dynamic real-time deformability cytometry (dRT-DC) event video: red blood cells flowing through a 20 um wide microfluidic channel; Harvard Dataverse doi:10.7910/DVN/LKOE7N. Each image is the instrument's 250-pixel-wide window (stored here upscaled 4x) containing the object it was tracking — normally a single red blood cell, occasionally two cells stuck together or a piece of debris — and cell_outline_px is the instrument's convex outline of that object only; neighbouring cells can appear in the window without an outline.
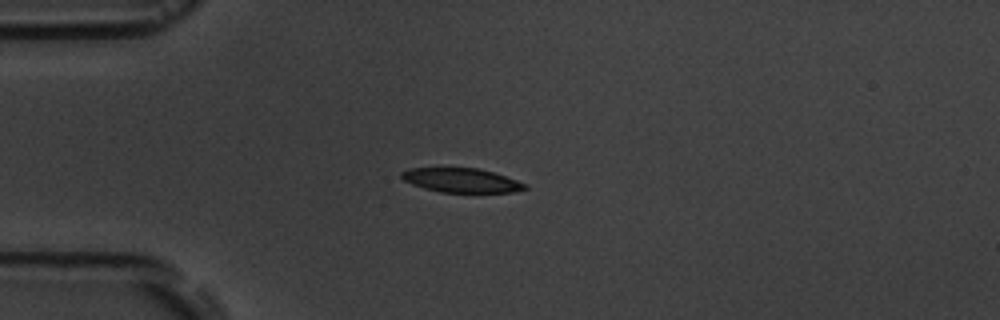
{"species": "common noctule bat (a hibernating species)", "species_latin": "Nyctalus noctula", "temperature_condition": "room temperature", "stored_images_in_passage": 13, "camera_frame_rate_fps": 3000, "um_per_image_px": 0.085, "animal": {"sex": "male", "body_mass_g": 19.5, "forearm_length_mm": 54.6}, "frame": {"image": 1, "passage_image": 4, "time_ms": 4.667, "image_size_px": [1000, 320], "cell_outline_px": [[528, 188], [512, 192], [440, 192], [424, 188], [412, 184], [404, 180], [400, 176], [400, 172], [408, 168], [476, 168], [492, 172], [528, 184]], "centroid_in_image_um": [39.19, 15.32], "position_along_channel_um": 45.8, "area_um2": 17.28}}
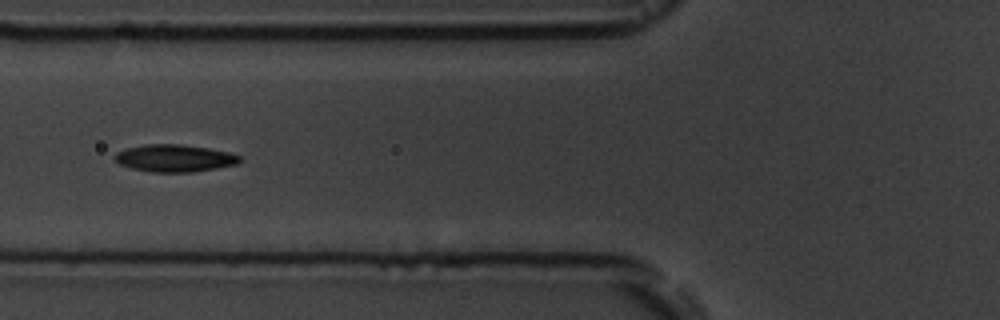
{"frame": {"image": 2, "passage_image": 6, "time_ms": 7.0, "image_size_px": [1000, 320], "cell_outline_px": [[240, 160], [236, 164], [216, 168], [192, 172], [152, 172], [132, 168], [120, 164], [116, 160], [116, 152], [128, 148], [144, 144], [180, 144], [208, 148], [228, 152], [240, 156]], "centroid_in_image_um": [14.84, 13.44], "position_along_channel_um": 111.0, "area_um2": 19.59}}
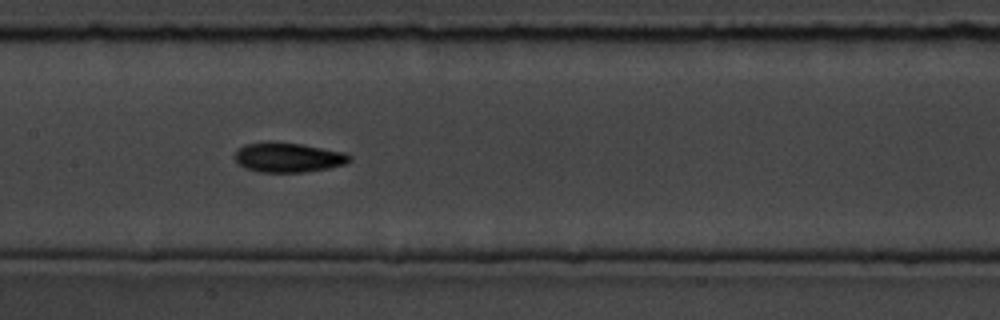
{"frame": {"image": 3, "passage_image": 8, "time_ms": 9.0, "image_size_px": [1000, 320], "cell_outline_px": [[352, 160], [344, 164], [328, 168], [304, 172], [260, 172], [244, 168], [232, 156], [244, 144], [264, 140], [272, 140], [300, 144], [344, 152], [352, 156]], "centroid_in_image_um": [24.45, 13.36], "position_along_channel_um": 182.9, "area_um2": 20.11}, "authors_computed_cell_mechanics": {"area_um2": 19.074, "velocity_mm_per_s": 3.5983, "shape_relaxation_time_tau1_ms": 3.9142, "shape_relaxation_time_tau2_ms": 5.9943, "deformation_change_tau1": 0.0986, "deformation_change_tau2": 0.1092}}